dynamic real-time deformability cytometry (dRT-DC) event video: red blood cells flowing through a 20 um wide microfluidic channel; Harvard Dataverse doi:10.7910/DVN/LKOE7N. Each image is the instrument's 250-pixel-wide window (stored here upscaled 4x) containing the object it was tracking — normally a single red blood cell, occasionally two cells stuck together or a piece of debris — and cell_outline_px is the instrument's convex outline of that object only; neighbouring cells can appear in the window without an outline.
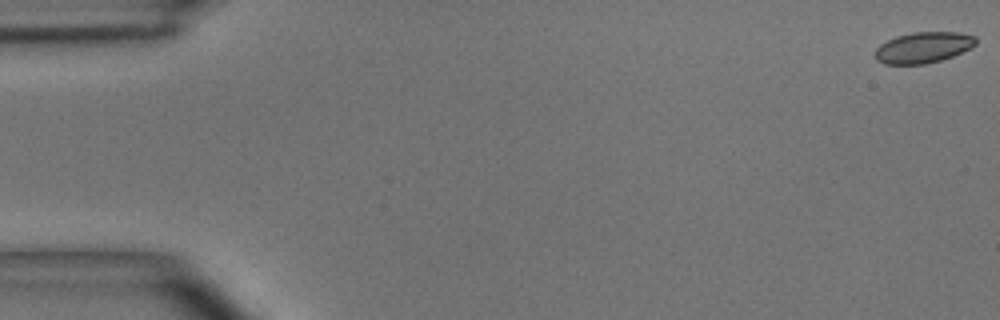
{"species": "common noctule bat (a hibernating species)", "species_latin": "Nyctalus noctula", "temperature_condition": "room temperature", "stored_images_in_passage": 49, "camera_frame_rate_fps": 3000, "um_per_image_px": 0.085, "animal": {"sex": "male", "body_mass_g": 15.6}, "frame": {"image": 1, "passage_image": 1, "time_ms": 0.0, "image_size_px": [1000, 320], "cell_outline_px": [[976, 44], [972, 48], [952, 56], [940, 60], [924, 64], [884, 64], [876, 60], [876, 48], [880, 44], [896, 36], [912, 32], [960, 32], [976, 36]], "centroid_in_image_um": [78.5, 4.03], "position_along_channel_um": 6.5, "area_um2": 18.21}}
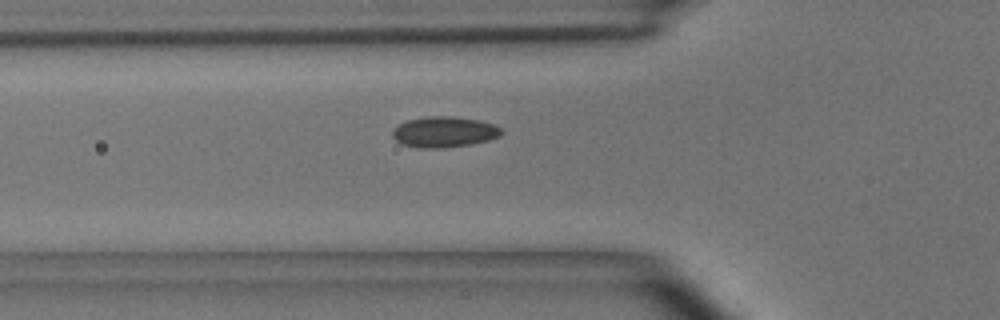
{"frame": {"image": 2, "passage_image": 18, "time_ms": 5.667, "image_size_px": [1000, 320], "cell_outline_px": [[504, 132], [500, 136], [488, 140], [472, 144], [444, 148], [420, 148], [400, 144], [392, 136], [392, 128], [408, 120], [428, 116], [452, 116], [480, 120], [496, 124]], "centroid_in_image_um": [37.77, 11.22], "position_along_channel_um": 88.0, "area_um2": 19.77}}
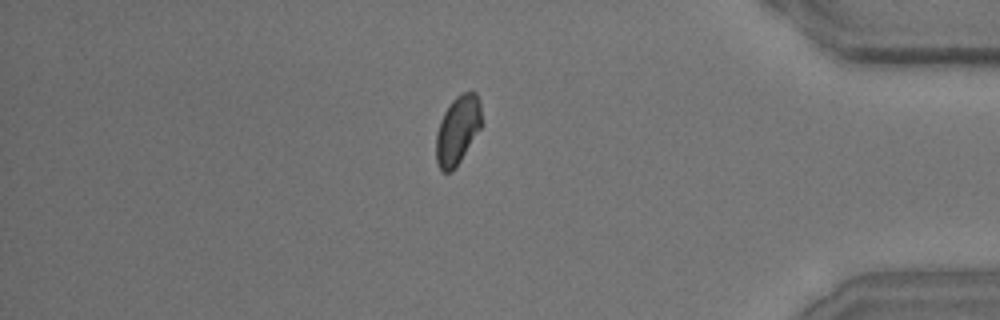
{"frame": {"image": 3, "passage_image": 44, "time_ms": 14.333, "image_size_px": [1000, 320], "cell_outline_px": [[480, 128], [456, 168], [452, 172], [444, 172], [440, 168], [436, 160], [436, 132], [440, 120], [444, 112], [452, 100], [456, 96], [472, 88], [476, 92], [480, 100]], "centroid_in_image_um": [38.88, 11.03], "position_along_channel_um": 396.3, "area_um2": 18.21}}